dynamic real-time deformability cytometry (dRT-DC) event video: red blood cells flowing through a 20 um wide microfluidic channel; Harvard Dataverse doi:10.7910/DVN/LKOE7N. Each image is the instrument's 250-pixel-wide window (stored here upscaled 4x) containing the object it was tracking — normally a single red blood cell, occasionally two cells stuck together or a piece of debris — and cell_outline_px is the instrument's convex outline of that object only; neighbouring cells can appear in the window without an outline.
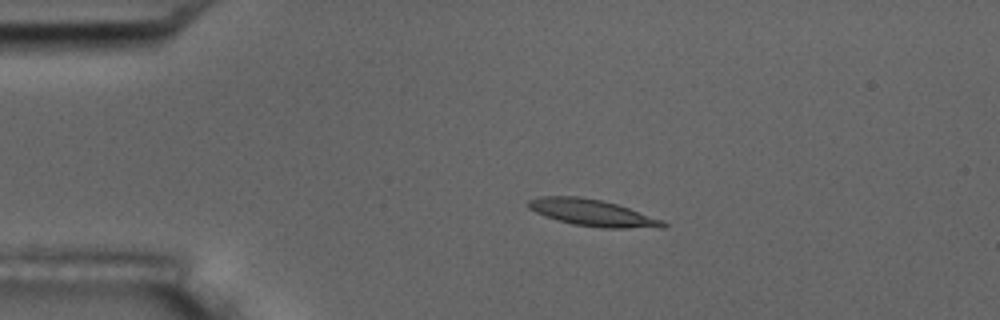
{"species": "common noctule bat (a hibernating species)", "species_latin": "Nyctalus noctula", "temperature_condition": "room temperature", "stored_images_in_passage": 3, "camera_frame_rate_fps": 3000, "um_per_image_px": 0.085, "animal": {"sex": "male", "body_mass_g": 17.5, "forearm_length_mm": 52.3}, "frame": {"image": 1, "passage_image": 1, "time_ms": 0.0, "image_size_px": [1000, 320], "cell_outline_px": [[668, 224], [664, 228], [600, 228], [572, 224], [556, 220], [536, 212], [528, 208], [528, 200], [540, 196], [580, 196], [600, 200], [616, 204], [664, 220]], "centroid_in_image_um": [50.37, 18.1], "position_along_channel_um": 34.6, "area_um2": 20.98}}
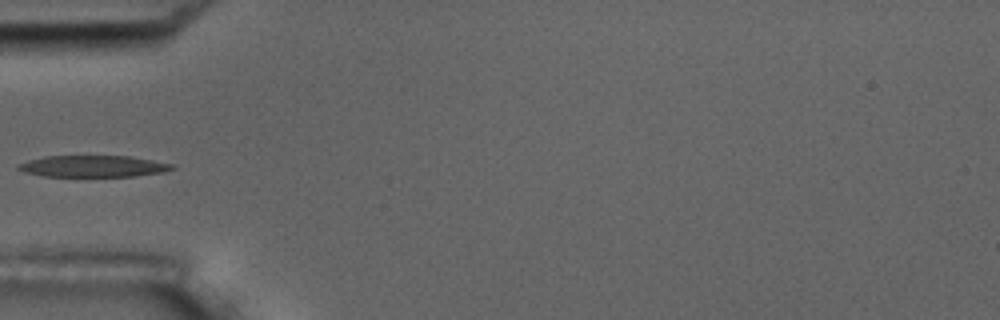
{"frame": {"image": 2, "passage_image": 3, "time_ms": 2.333, "image_size_px": [1000, 320], "cell_outline_px": [[176, 168], [160, 172], [132, 176], [44, 176], [28, 172], [16, 168], [16, 164], [28, 160], [44, 156], [128, 156], [176, 164]], "centroid_in_image_um": [7.92, 14.12], "position_along_channel_um": 77.1, "area_um2": 19.13}}